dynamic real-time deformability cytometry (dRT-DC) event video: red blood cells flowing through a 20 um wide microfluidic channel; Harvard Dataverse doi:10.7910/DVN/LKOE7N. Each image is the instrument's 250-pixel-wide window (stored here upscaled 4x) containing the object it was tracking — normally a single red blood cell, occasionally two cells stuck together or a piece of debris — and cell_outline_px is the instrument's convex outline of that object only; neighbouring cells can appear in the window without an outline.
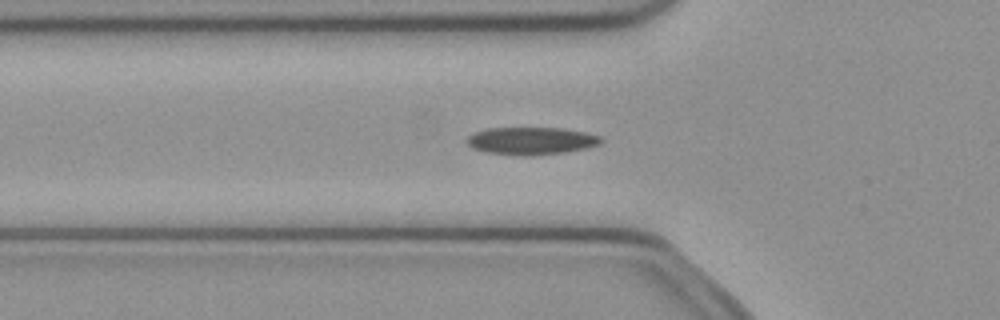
{"species": "common noctule bat (a hibernating species)", "species_latin": "Nyctalus noctula", "temperature_condition": "cold", "stored_images_in_passage": 43, "camera_frame_rate_fps": 3000, "um_per_image_px": 0.085, "animal": {"sex": "female", "body_mass_g": 21.9}, "frame": {"image": 1, "passage_image": 8, "time_ms": 2.333, "image_size_px": [1000, 320], "cell_outline_px": [[604, 140], [600, 144], [588, 148], [564, 152], [532, 156], [524, 156], [484, 152], [472, 148], [468, 144], [468, 136], [476, 132], [488, 128], [564, 128], [584, 132], [600, 136]], "centroid_in_image_um": [45.19, 11.98], "position_along_channel_um": 80.6, "area_um2": 21.56}}
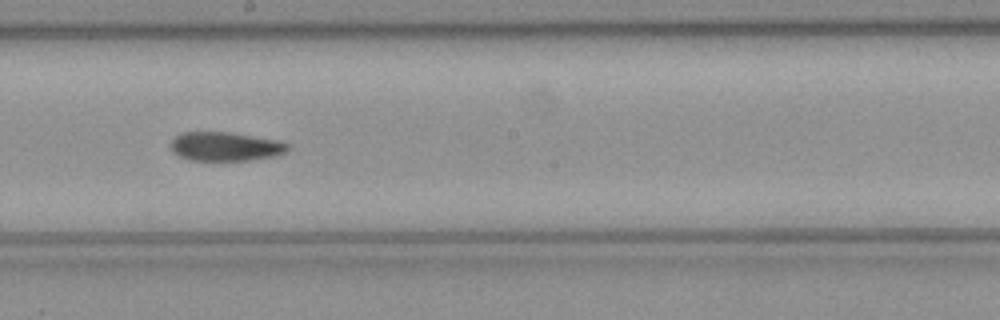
{"frame": {"image": 2, "passage_image": 19, "time_ms": 6.0, "image_size_px": [1000, 320], "cell_outline_px": [[288, 148], [284, 152], [276, 156], [252, 160], [188, 160], [172, 152], [172, 140], [176, 136], [184, 132], [228, 132], [276, 140], [288, 144]], "centroid_in_image_um": [19.14, 12.46], "position_along_channel_um": 229.1, "area_um2": 19.48}}
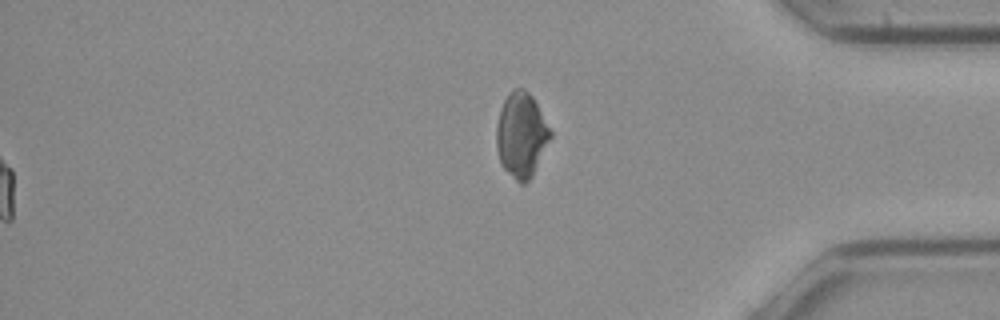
{"frame": {"image": 3, "passage_image": 43, "time_ms": 14.0, "image_size_px": [1000, 320], "cell_outline_px": [[552, 136], [532, 176], [524, 184], [520, 184], [500, 164], [496, 148], [496, 124], [504, 100], [508, 92], [512, 88], [524, 88], [532, 96], [552, 132]], "centroid_in_image_um": [44.3, 11.46], "position_along_channel_um": 390.9, "area_um2": 26.65}}